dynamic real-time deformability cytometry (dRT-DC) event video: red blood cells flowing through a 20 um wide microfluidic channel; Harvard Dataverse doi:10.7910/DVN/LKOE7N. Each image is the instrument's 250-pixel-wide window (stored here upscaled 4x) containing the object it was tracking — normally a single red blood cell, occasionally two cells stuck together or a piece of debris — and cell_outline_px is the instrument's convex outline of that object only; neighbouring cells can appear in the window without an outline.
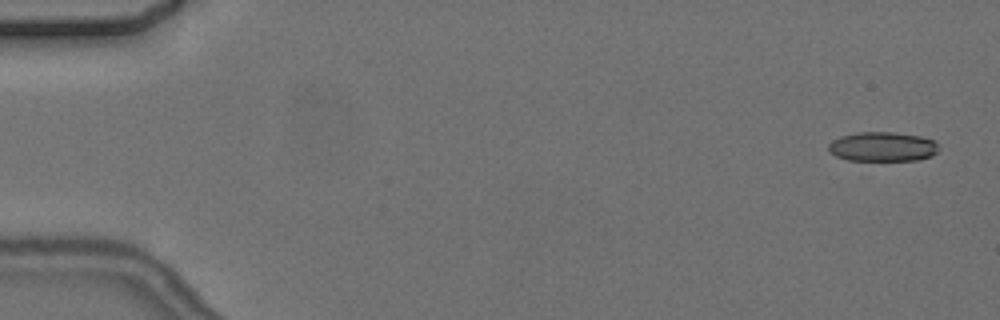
{"species": "common noctule bat (a hibernating species)", "species_latin": "Nyctalus noctula", "temperature_condition": "cold", "stored_images_in_passage": 5, "camera_frame_rate_fps": 3000, "um_per_image_px": 0.085, "animal": {"sex": "female", "body_mass_g": 24.6, "forearm_length_mm": 56.2}, "frame": {"image": 1, "passage_image": 1, "time_ms": 0.0, "image_size_px": [1000, 320], "cell_outline_px": [[936, 152], [932, 156], [920, 160], [848, 160], [836, 156], [828, 152], [828, 144], [832, 140], [840, 136], [856, 132], [896, 132], [920, 136], [932, 140], [936, 144]], "centroid_in_image_um": [74.96, 12.46], "position_along_channel_um": 10.0, "area_um2": 18.96}}